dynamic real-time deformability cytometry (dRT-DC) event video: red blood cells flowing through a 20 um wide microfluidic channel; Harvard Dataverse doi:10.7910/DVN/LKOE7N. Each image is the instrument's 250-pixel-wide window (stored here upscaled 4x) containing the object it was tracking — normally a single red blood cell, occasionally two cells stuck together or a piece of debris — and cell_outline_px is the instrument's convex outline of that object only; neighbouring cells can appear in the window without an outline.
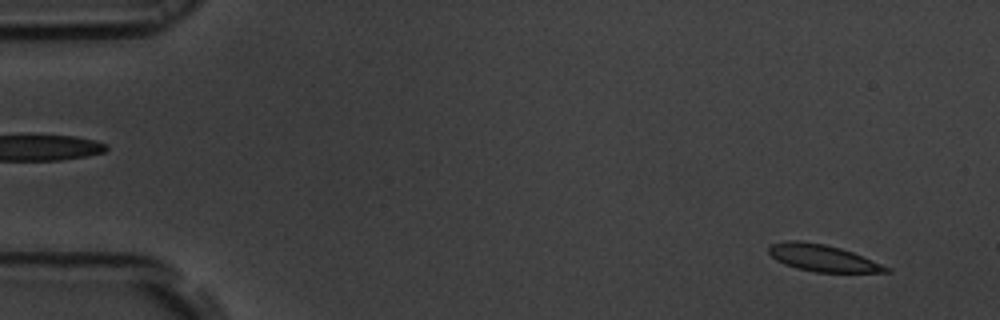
{"species": "common noctule bat (a hibernating species)", "species_latin": "Nyctalus noctula", "temperature_condition": "room temperature", "stored_images_in_passage": 56, "camera_frame_rate_fps": 3000, "um_per_image_px": 0.085, "animal": {"sex": "male", "body_mass_g": 19.5, "forearm_length_mm": 54.6}, "frame": {"image": 1, "passage_image": 4, "time_ms": 1.0, "image_size_px": [1000, 320], "cell_outline_px": [[892, 272], [816, 272], [796, 268], [784, 264], [776, 260], [768, 252], [768, 248], [772, 244], [788, 240], [800, 240], [824, 244], [840, 248], [852, 252], [892, 268]], "centroid_in_image_um": [69.92, 21.93], "position_along_channel_um": 15.1, "area_um2": 18.26}}
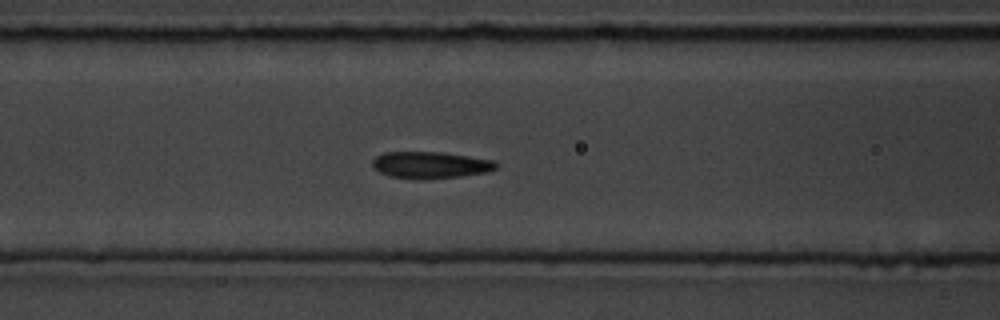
{"frame": {"image": 2, "passage_image": 23, "time_ms": 7.333, "image_size_px": [1000, 320], "cell_outline_px": [[500, 164], [496, 168], [488, 172], [460, 176], [424, 180], [388, 176], [380, 172], [372, 164], [372, 160], [376, 156], [384, 152], [444, 152], [496, 160]], "centroid_in_image_um": [36.63, 14.02], "position_along_channel_um": 130.0, "area_um2": 19.54}}
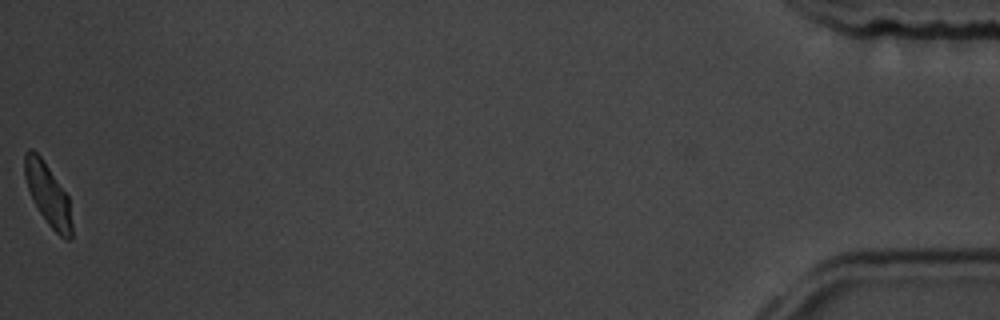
{"frame": {"image": 3, "passage_image": 56, "time_ms": 18.333, "image_size_px": [1000, 320], "cell_outline_px": [[72, 236], [68, 240], [60, 236], [48, 224], [40, 212], [28, 188], [24, 176], [24, 152], [28, 148], [32, 148], [40, 156], [68, 196], [72, 224]], "centroid_in_image_um": [4.07, 16.51], "position_along_channel_um": 431.1, "area_um2": 16.7}, "authors_computed_cell_mechanics": {"area_um2": 18.8139, "velocity_mm_per_s": 3.6396, "shape_relaxation_time_tau1_ms": 2.3894, "shape_relaxation_time_tau2_ms": 4.2773, "deformation_change_tau1": 0.0996, "deformation_change_tau2": 0.0886}}